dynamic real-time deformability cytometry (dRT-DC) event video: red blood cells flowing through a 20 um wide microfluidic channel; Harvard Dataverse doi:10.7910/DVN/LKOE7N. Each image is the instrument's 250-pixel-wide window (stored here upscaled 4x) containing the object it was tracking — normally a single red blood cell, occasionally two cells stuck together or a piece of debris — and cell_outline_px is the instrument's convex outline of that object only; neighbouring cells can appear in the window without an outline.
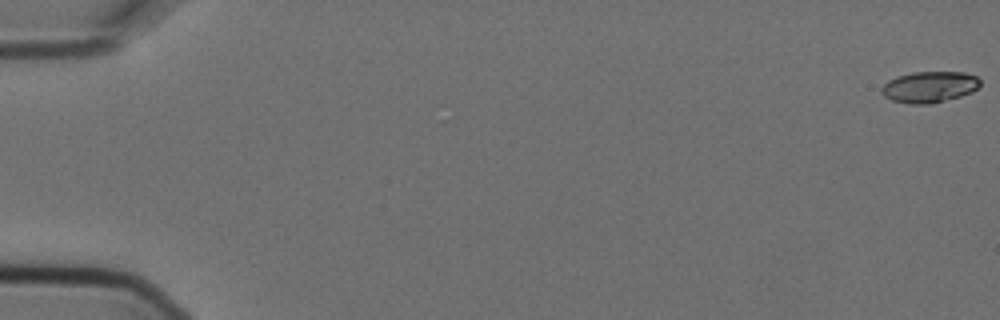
{"species": "Egyptian fruit bat (a non-hibernating species)", "species_latin": "Rousettus aegyptiacus", "temperature_condition": "cold", "stored_images_in_passage": 7, "camera_frame_rate_fps": 3000, "um_per_image_px": 0.085, "animal": {"sex": "female"}, "frame": {"image": 1, "passage_image": 1, "time_ms": 0.0, "image_size_px": [1000, 320], "cell_outline_px": [[980, 84], [972, 92], [960, 96], [928, 104], [908, 104], [892, 100], [884, 96], [880, 92], [880, 88], [888, 80], [896, 76], [912, 72], [964, 72], [976, 76], [980, 80]], "centroid_in_image_um": [78.96, 7.38], "position_along_channel_um": 6.0, "area_um2": 17.92}}
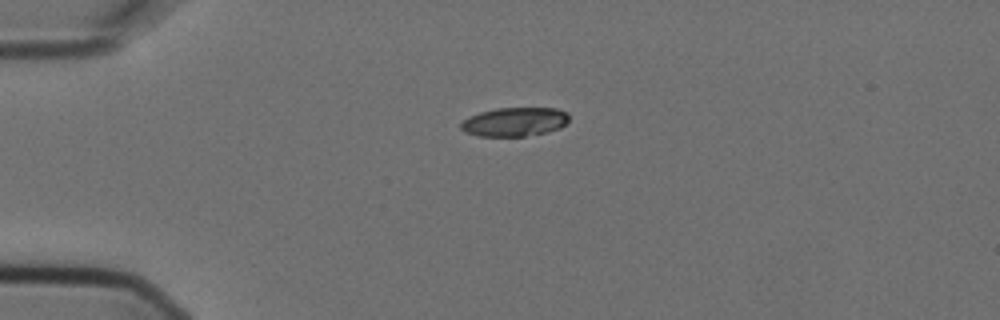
{"frame": {"image": 2, "passage_image": 5, "time_ms": 1.333, "image_size_px": [1000, 320], "cell_outline_px": [[568, 120], [560, 128], [548, 132], [524, 136], [476, 136], [464, 132], [460, 128], [460, 124], [468, 116], [480, 112], [496, 108], [556, 108], [568, 112]], "centroid_in_image_um": [43.72, 10.35], "position_along_channel_um": 41.3, "area_um2": 18.32}}
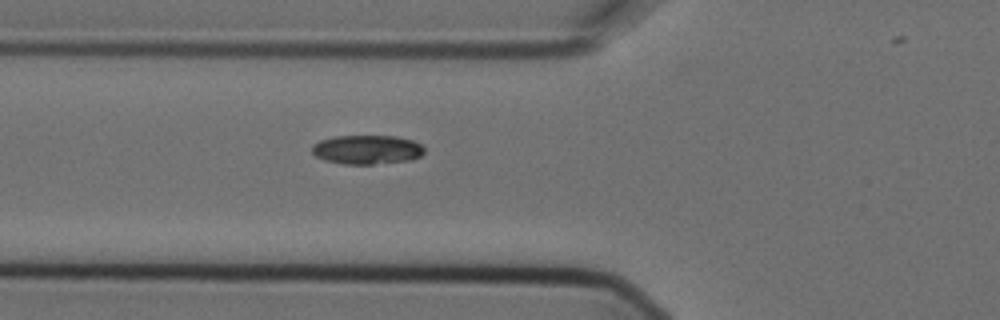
{"frame": {"image": 3, "passage_image": 7, "time_ms": 2.0, "image_size_px": [1000, 320], "cell_outline_px": [[424, 152], [420, 156], [412, 160], [372, 164], [344, 164], [324, 160], [316, 156], [312, 152], [312, 144], [320, 140], [336, 136], [396, 136], [412, 140], [420, 144], [424, 148]], "centroid_in_image_um": [31.19, 12.72], "position_along_channel_um": 94.6, "area_um2": 19.07}}